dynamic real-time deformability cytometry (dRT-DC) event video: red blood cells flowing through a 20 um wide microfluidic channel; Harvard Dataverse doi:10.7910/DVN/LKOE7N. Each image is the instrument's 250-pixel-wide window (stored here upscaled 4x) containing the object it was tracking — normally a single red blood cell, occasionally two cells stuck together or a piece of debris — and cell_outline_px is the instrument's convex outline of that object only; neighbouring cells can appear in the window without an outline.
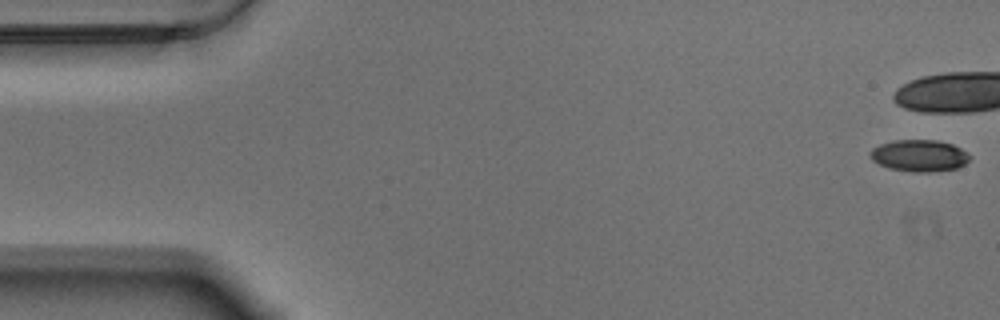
{"species": "Egyptian fruit bat (a non-hibernating species)", "species_latin": "Rousettus aegyptiacus", "temperature_condition": "warm", "stored_images_in_passage": 8, "camera_frame_rate_fps": 3000, "um_per_image_px": 0.085, "animal": {"sex": "male"}, "frame": {"image": 1, "passage_image": 1, "time_ms": 0.0, "image_size_px": [1000, 320], "cell_outline_px": [[972, 156], [964, 164], [956, 168], [928, 172], [912, 172], [888, 168], [872, 160], [872, 148], [880, 144], [892, 140], [936, 140], [952, 144], [960, 148]], "centroid_in_image_um": [78.15, 13.22], "position_along_channel_um": 6.9, "area_um2": 18.26}}